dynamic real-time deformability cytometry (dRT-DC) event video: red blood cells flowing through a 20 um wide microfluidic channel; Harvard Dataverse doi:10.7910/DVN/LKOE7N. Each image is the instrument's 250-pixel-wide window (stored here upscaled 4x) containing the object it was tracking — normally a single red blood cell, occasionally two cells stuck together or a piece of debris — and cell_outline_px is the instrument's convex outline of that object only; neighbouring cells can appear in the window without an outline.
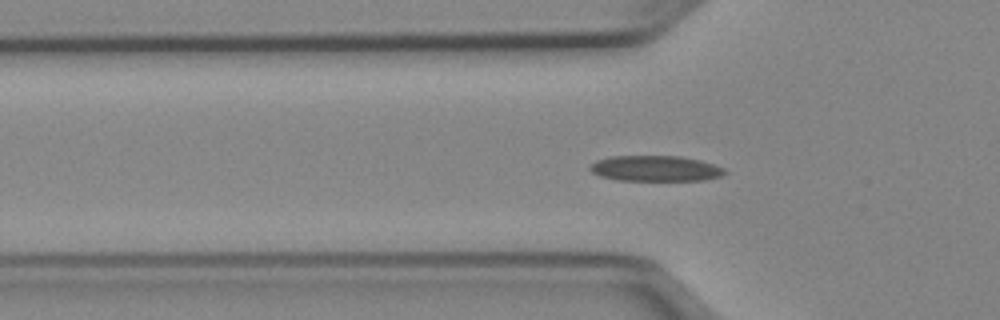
{"species": "Egyptian fruit bat (a non-hibernating species)", "species_latin": "Rousettus aegyptiacus", "temperature_condition": "cold", "stored_images_in_passage": 32, "camera_frame_rate_fps": 3000, "um_per_image_px": 0.085, "animal": {"sex": "female"}, "frame": {"image": 1, "passage_image": 3, "time_ms": 0.667, "image_size_px": [1000, 320], "cell_outline_px": [[728, 172], [720, 176], [704, 180], [616, 180], [600, 176], [592, 172], [588, 168], [596, 160], [608, 156], [680, 156], [700, 160], [724, 168]], "centroid_in_image_um": [55.69, 14.31], "position_along_channel_um": 70.1, "area_um2": 20.11}}
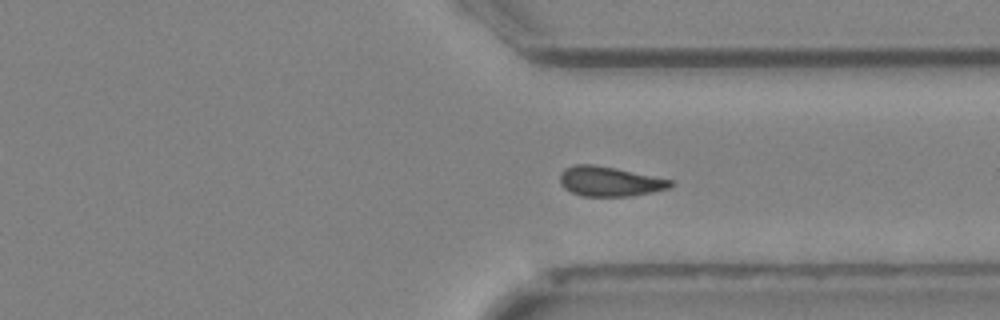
{"frame": {"image": 2, "passage_image": 25, "time_ms": 8.0, "image_size_px": [1000, 320], "cell_outline_px": [[672, 184], [668, 188], [652, 192], [632, 196], [580, 196], [564, 188], [560, 184], [560, 172], [564, 168], [576, 164], [592, 164], [616, 168], [672, 180]], "centroid_in_image_um": [51.77, 15.42], "position_along_channel_um": 359.6, "area_um2": 19.13}}
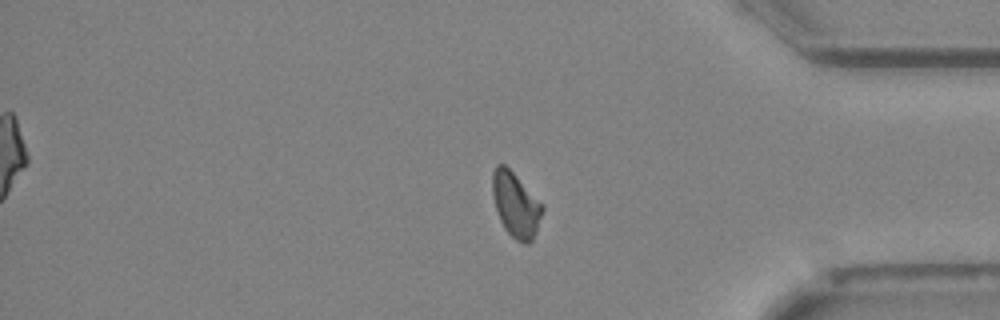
{"frame": {"image": 3, "passage_image": 29, "time_ms": 9.333, "image_size_px": [1000, 320], "cell_outline_px": [[544, 208], [532, 240], [528, 244], [524, 244], [516, 240], [504, 228], [500, 220], [492, 196], [492, 172], [496, 164], [504, 164], [544, 204]], "centroid_in_image_um": [43.83, 17.39], "position_along_channel_um": 391.4, "area_um2": 18.73}}